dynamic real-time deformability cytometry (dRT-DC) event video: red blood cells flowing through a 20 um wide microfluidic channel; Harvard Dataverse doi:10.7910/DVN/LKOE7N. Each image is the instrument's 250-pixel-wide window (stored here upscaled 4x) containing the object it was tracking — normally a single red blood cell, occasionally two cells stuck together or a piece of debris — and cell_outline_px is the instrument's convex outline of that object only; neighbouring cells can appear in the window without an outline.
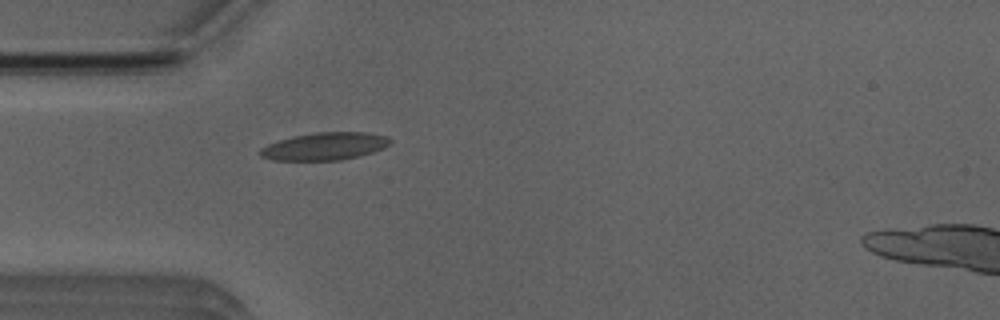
{"species": "Egyptian fruit bat (a non-hibernating species)", "species_latin": "Rousettus aegyptiacus", "temperature_condition": "room temperature", "stored_images_in_passage": 1, "camera_frame_rate_fps": 3000, "um_per_image_px": 0.085, "animal": {"sex": "male"}, "frame": {"image": 1, "passage_image": 1, "time_ms": 0.0, "image_size_px": [1000, 320], "cell_outline_px": [[392, 140], [384, 148], [360, 156], [340, 160], [272, 160], [260, 156], [260, 148], [268, 144], [292, 136], [316, 132], [364, 132], [388, 136]], "centroid_in_image_um": [27.61, 12.43], "position_along_channel_um": 57.4, "area_um2": 20.87}}